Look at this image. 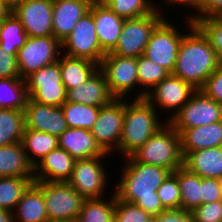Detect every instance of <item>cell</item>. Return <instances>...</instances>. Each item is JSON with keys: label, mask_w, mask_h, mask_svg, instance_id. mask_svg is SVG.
I'll list each match as a JSON object with an SVG mask.
<instances>
[{"label": "cell", "mask_w": 222, "mask_h": 222, "mask_svg": "<svg viewBox=\"0 0 222 222\" xmlns=\"http://www.w3.org/2000/svg\"><path fill=\"white\" fill-rule=\"evenodd\" d=\"M124 162L119 182L114 184L117 185L114 190L116 198L135 204L151 217L159 216L165 209L157 189L171 172L160 166L136 162L131 156L124 158Z\"/></svg>", "instance_id": "1"}, {"label": "cell", "mask_w": 222, "mask_h": 222, "mask_svg": "<svg viewBox=\"0 0 222 222\" xmlns=\"http://www.w3.org/2000/svg\"><path fill=\"white\" fill-rule=\"evenodd\" d=\"M186 19L185 29L189 31L182 37L172 74L200 90L219 62L208 38L188 16Z\"/></svg>", "instance_id": "2"}, {"label": "cell", "mask_w": 222, "mask_h": 222, "mask_svg": "<svg viewBox=\"0 0 222 222\" xmlns=\"http://www.w3.org/2000/svg\"><path fill=\"white\" fill-rule=\"evenodd\" d=\"M130 100H125L123 131L118 147L120 153H117L123 158L131 156L167 123L166 120L162 122L160 113L145 98Z\"/></svg>", "instance_id": "3"}, {"label": "cell", "mask_w": 222, "mask_h": 222, "mask_svg": "<svg viewBox=\"0 0 222 222\" xmlns=\"http://www.w3.org/2000/svg\"><path fill=\"white\" fill-rule=\"evenodd\" d=\"M131 157L136 162L160 166L172 173L183 167L180 134L167 122Z\"/></svg>", "instance_id": "4"}, {"label": "cell", "mask_w": 222, "mask_h": 222, "mask_svg": "<svg viewBox=\"0 0 222 222\" xmlns=\"http://www.w3.org/2000/svg\"><path fill=\"white\" fill-rule=\"evenodd\" d=\"M157 4L158 8L154 12L124 21L118 43L110 53L134 58H138L144 53L154 29L166 17L164 7L159 3Z\"/></svg>", "instance_id": "5"}, {"label": "cell", "mask_w": 222, "mask_h": 222, "mask_svg": "<svg viewBox=\"0 0 222 222\" xmlns=\"http://www.w3.org/2000/svg\"><path fill=\"white\" fill-rule=\"evenodd\" d=\"M42 190L49 222H75L85 198L67 182L34 181Z\"/></svg>", "instance_id": "6"}, {"label": "cell", "mask_w": 222, "mask_h": 222, "mask_svg": "<svg viewBox=\"0 0 222 222\" xmlns=\"http://www.w3.org/2000/svg\"><path fill=\"white\" fill-rule=\"evenodd\" d=\"M61 50L67 56L86 58L100 65L105 53L100 47L95 29L93 4L73 31L61 41Z\"/></svg>", "instance_id": "7"}, {"label": "cell", "mask_w": 222, "mask_h": 222, "mask_svg": "<svg viewBox=\"0 0 222 222\" xmlns=\"http://www.w3.org/2000/svg\"><path fill=\"white\" fill-rule=\"evenodd\" d=\"M28 96L40 104L62 106L67 90L62 83L59 62L44 66L25 78Z\"/></svg>", "instance_id": "8"}, {"label": "cell", "mask_w": 222, "mask_h": 222, "mask_svg": "<svg viewBox=\"0 0 222 222\" xmlns=\"http://www.w3.org/2000/svg\"><path fill=\"white\" fill-rule=\"evenodd\" d=\"M99 68L105 74L109 90L115 98L126 99L129 94L133 97V91L139 89L137 58L106 53Z\"/></svg>", "instance_id": "9"}, {"label": "cell", "mask_w": 222, "mask_h": 222, "mask_svg": "<svg viewBox=\"0 0 222 222\" xmlns=\"http://www.w3.org/2000/svg\"><path fill=\"white\" fill-rule=\"evenodd\" d=\"M103 158L97 156L88 159L75 160L70 179L67 181L78 194L85 199L102 198L105 196L109 179ZM102 162V163H101Z\"/></svg>", "instance_id": "10"}, {"label": "cell", "mask_w": 222, "mask_h": 222, "mask_svg": "<svg viewBox=\"0 0 222 222\" xmlns=\"http://www.w3.org/2000/svg\"><path fill=\"white\" fill-rule=\"evenodd\" d=\"M61 51V42L54 36L28 37L17 54L20 77L25 79L32 72L58 61Z\"/></svg>", "instance_id": "11"}, {"label": "cell", "mask_w": 222, "mask_h": 222, "mask_svg": "<svg viewBox=\"0 0 222 222\" xmlns=\"http://www.w3.org/2000/svg\"><path fill=\"white\" fill-rule=\"evenodd\" d=\"M176 25L165 18L153 31L143 55L172 74L182 37Z\"/></svg>", "instance_id": "12"}, {"label": "cell", "mask_w": 222, "mask_h": 222, "mask_svg": "<svg viewBox=\"0 0 222 222\" xmlns=\"http://www.w3.org/2000/svg\"><path fill=\"white\" fill-rule=\"evenodd\" d=\"M222 120V104L197 90L190 100L167 122L174 129H191Z\"/></svg>", "instance_id": "13"}, {"label": "cell", "mask_w": 222, "mask_h": 222, "mask_svg": "<svg viewBox=\"0 0 222 222\" xmlns=\"http://www.w3.org/2000/svg\"><path fill=\"white\" fill-rule=\"evenodd\" d=\"M197 91L191 84L169 74L147 94L145 99L159 112L169 111L168 121L173 117ZM171 110V111H170Z\"/></svg>", "instance_id": "14"}, {"label": "cell", "mask_w": 222, "mask_h": 222, "mask_svg": "<svg viewBox=\"0 0 222 222\" xmlns=\"http://www.w3.org/2000/svg\"><path fill=\"white\" fill-rule=\"evenodd\" d=\"M124 112L125 99L115 98L111 103L100 107L91 133L106 153L118 152L123 131Z\"/></svg>", "instance_id": "15"}, {"label": "cell", "mask_w": 222, "mask_h": 222, "mask_svg": "<svg viewBox=\"0 0 222 222\" xmlns=\"http://www.w3.org/2000/svg\"><path fill=\"white\" fill-rule=\"evenodd\" d=\"M11 12L20 20L28 37L53 36V0H23Z\"/></svg>", "instance_id": "16"}, {"label": "cell", "mask_w": 222, "mask_h": 222, "mask_svg": "<svg viewBox=\"0 0 222 222\" xmlns=\"http://www.w3.org/2000/svg\"><path fill=\"white\" fill-rule=\"evenodd\" d=\"M25 128L59 137L67 128L61 106L27 101L24 109Z\"/></svg>", "instance_id": "17"}, {"label": "cell", "mask_w": 222, "mask_h": 222, "mask_svg": "<svg viewBox=\"0 0 222 222\" xmlns=\"http://www.w3.org/2000/svg\"><path fill=\"white\" fill-rule=\"evenodd\" d=\"M90 7L91 3L88 0H53V36L61 42L89 12Z\"/></svg>", "instance_id": "18"}, {"label": "cell", "mask_w": 222, "mask_h": 222, "mask_svg": "<svg viewBox=\"0 0 222 222\" xmlns=\"http://www.w3.org/2000/svg\"><path fill=\"white\" fill-rule=\"evenodd\" d=\"M111 94L103 71L99 68L83 84L67 91L66 101L102 107L111 103Z\"/></svg>", "instance_id": "19"}, {"label": "cell", "mask_w": 222, "mask_h": 222, "mask_svg": "<svg viewBox=\"0 0 222 222\" xmlns=\"http://www.w3.org/2000/svg\"><path fill=\"white\" fill-rule=\"evenodd\" d=\"M74 163L75 159L66 150L58 147L34 166V181L67 182Z\"/></svg>", "instance_id": "20"}, {"label": "cell", "mask_w": 222, "mask_h": 222, "mask_svg": "<svg viewBox=\"0 0 222 222\" xmlns=\"http://www.w3.org/2000/svg\"><path fill=\"white\" fill-rule=\"evenodd\" d=\"M59 148L66 150L75 160L97 156H108L96 142L91 130L83 128H67L58 137Z\"/></svg>", "instance_id": "21"}, {"label": "cell", "mask_w": 222, "mask_h": 222, "mask_svg": "<svg viewBox=\"0 0 222 222\" xmlns=\"http://www.w3.org/2000/svg\"><path fill=\"white\" fill-rule=\"evenodd\" d=\"M95 29L102 51L110 53L117 45L125 19L105 4H93Z\"/></svg>", "instance_id": "22"}, {"label": "cell", "mask_w": 222, "mask_h": 222, "mask_svg": "<svg viewBox=\"0 0 222 222\" xmlns=\"http://www.w3.org/2000/svg\"><path fill=\"white\" fill-rule=\"evenodd\" d=\"M180 134L183 157L192 151L222 146V120L191 129H175Z\"/></svg>", "instance_id": "23"}, {"label": "cell", "mask_w": 222, "mask_h": 222, "mask_svg": "<svg viewBox=\"0 0 222 222\" xmlns=\"http://www.w3.org/2000/svg\"><path fill=\"white\" fill-rule=\"evenodd\" d=\"M183 167L199 177H222V146L188 152L183 157Z\"/></svg>", "instance_id": "24"}, {"label": "cell", "mask_w": 222, "mask_h": 222, "mask_svg": "<svg viewBox=\"0 0 222 222\" xmlns=\"http://www.w3.org/2000/svg\"><path fill=\"white\" fill-rule=\"evenodd\" d=\"M0 177L34 179V167L27 159L22 142L0 146Z\"/></svg>", "instance_id": "25"}, {"label": "cell", "mask_w": 222, "mask_h": 222, "mask_svg": "<svg viewBox=\"0 0 222 222\" xmlns=\"http://www.w3.org/2000/svg\"><path fill=\"white\" fill-rule=\"evenodd\" d=\"M58 62L62 83L67 91L86 82L99 69V64L89 59L65 54H60Z\"/></svg>", "instance_id": "26"}, {"label": "cell", "mask_w": 222, "mask_h": 222, "mask_svg": "<svg viewBox=\"0 0 222 222\" xmlns=\"http://www.w3.org/2000/svg\"><path fill=\"white\" fill-rule=\"evenodd\" d=\"M15 222H49L42 190L33 182L14 210Z\"/></svg>", "instance_id": "27"}, {"label": "cell", "mask_w": 222, "mask_h": 222, "mask_svg": "<svg viewBox=\"0 0 222 222\" xmlns=\"http://www.w3.org/2000/svg\"><path fill=\"white\" fill-rule=\"evenodd\" d=\"M22 144L27 159L34 167L45 155L59 147L58 137L24 128Z\"/></svg>", "instance_id": "28"}, {"label": "cell", "mask_w": 222, "mask_h": 222, "mask_svg": "<svg viewBox=\"0 0 222 222\" xmlns=\"http://www.w3.org/2000/svg\"><path fill=\"white\" fill-rule=\"evenodd\" d=\"M28 99L24 78H0V109L24 111Z\"/></svg>", "instance_id": "29"}, {"label": "cell", "mask_w": 222, "mask_h": 222, "mask_svg": "<svg viewBox=\"0 0 222 222\" xmlns=\"http://www.w3.org/2000/svg\"><path fill=\"white\" fill-rule=\"evenodd\" d=\"M116 194L109 200L102 198L85 199L75 222H114Z\"/></svg>", "instance_id": "30"}, {"label": "cell", "mask_w": 222, "mask_h": 222, "mask_svg": "<svg viewBox=\"0 0 222 222\" xmlns=\"http://www.w3.org/2000/svg\"><path fill=\"white\" fill-rule=\"evenodd\" d=\"M137 73L139 90L134 93V99L145 98L151 89L170 74L165 68L152 62L143 54L137 58ZM140 88L143 90L141 91ZM135 94L137 95L135 96Z\"/></svg>", "instance_id": "31"}, {"label": "cell", "mask_w": 222, "mask_h": 222, "mask_svg": "<svg viewBox=\"0 0 222 222\" xmlns=\"http://www.w3.org/2000/svg\"><path fill=\"white\" fill-rule=\"evenodd\" d=\"M177 180L181 191V209L192 212L201 205V177L180 167L177 169Z\"/></svg>", "instance_id": "32"}, {"label": "cell", "mask_w": 222, "mask_h": 222, "mask_svg": "<svg viewBox=\"0 0 222 222\" xmlns=\"http://www.w3.org/2000/svg\"><path fill=\"white\" fill-rule=\"evenodd\" d=\"M28 35L20 20L10 12L0 24V47L10 54H18L19 49L26 43Z\"/></svg>", "instance_id": "33"}, {"label": "cell", "mask_w": 222, "mask_h": 222, "mask_svg": "<svg viewBox=\"0 0 222 222\" xmlns=\"http://www.w3.org/2000/svg\"><path fill=\"white\" fill-rule=\"evenodd\" d=\"M24 128V111L0 109V146L21 142Z\"/></svg>", "instance_id": "34"}, {"label": "cell", "mask_w": 222, "mask_h": 222, "mask_svg": "<svg viewBox=\"0 0 222 222\" xmlns=\"http://www.w3.org/2000/svg\"><path fill=\"white\" fill-rule=\"evenodd\" d=\"M62 112L68 128H83L91 130L97 120L100 107L65 101Z\"/></svg>", "instance_id": "35"}, {"label": "cell", "mask_w": 222, "mask_h": 222, "mask_svg": "<svg viewBox=\"0 0 222 222\" xmlns=\"http://www.w3.org/2000/svg\"><path fill=\"white\" fill-rule=\"evenodd\" d=\"M34 179L21 177H0V209L14 212L23 193Z\"/></svg>", "instance_id": "36"}, {"label": "cell", "mask_w": 222, "mask_h": 222, "mask_svg": "<svg viewBox=\"0 0 222 222\" xmlns=\"http://www.w3.org/2000/svg\"><path fill=\"white\" fill-rule=\"evenodd\" d=\"M153 0H107V5L116 15L123 19L146 16L158 8Z\"/></svg>", "instance_id": "37"}, {"label": "cell", "mask_w": 222, "mask_h": 222, "mask_svg": "<svg viewBox=\"0 0 222 222\" xmlns=\"http://www.w3.org/2000/svg\"><path fill=\"white\" fill-rule=\"evenodd\" d=\"M165 210L181 209V191L177 180V169L172 172L157 189Z\"/></svg>", "instance_id": "38"}, {"label": "cell", "mask_w": 222, "mask_h": 222, "mask_svg": "<svg viewBox=\"0 0 222 222\" xmlns=\"http://www.w3.org/2000/svg\"><path fill=\"white\" fill-rule=\"evenodd\" d=\"M208 38L218 62L222 64V16L208 17L194 23Z\"/></svg>", "instance_id": "39"}, {"label": "cell", "mask_w": 222, "mask_h": 222, "mask_svg": "<svg viewBox=\"0 0 222 222\" xmlns=\"http://www.w3.org/2000/svg\"><path fill=\"white\" fill-rule=\"evenodd\" d=\"M150 218L146 211L135 204L116 198L114 222H147Z\"/></svg>", "instance_id": "40"}, {"label": "cell", "mask_w": 222, "mask_h": 222, "mask_svg": "<svg viewBox=\"0 0 222 222\" xmlns=\"http://www.w3.org/2000/svg\"><path fill=\"white\" fill-rule=\"evenodd\" d=\"M191 213L194 222H222V200L202 204Z\"/></svg>", "instance_id": "41"}, {"label": "cell", "mask_w": 222, "mask_h": 222, "mask_svg": "<svg viewBox=\"0 0 222 222\" xmlns=\"http://www.w3.org/2000/svg\"><path fill=\"white\" fill-rule=\"evenodd\" d=\"M200 90L209 98L222 104V64L219 63Z\"/></svg>", "instance_id": "42"}, {"label": "cell", "mask_w": 222, "mask_h": 222, "mask_svg": "<svg viewBox=\"0 0 222 222\" xmlns=\"http://www.w3.org/2000/svg\"><path fill=\"white\" fill-rule=\"evenodd\" d=\"M222 200L219 180L201 177V205Z\"/></svg>", "instance_id": "43"}, {"label": "cell", "mask_w": 222, "mask_h": 222, "mask_svg": "<svg viewBox=\"0 0 222 222\" xmlns=\"http://www.w3.org/2000/svg\"><path fill=\"white\" fill-rule=\"evenodd\" d=\"M20 77L17 54H10L0 47V78Z\"/></svg>", "instance_id": "44"}, {"label": "cell", "mask_w": 222, "mask_h": 222, "mask_svg": "<svg viewBox=\"0 0 222 222\" xmlns=\"http://www.w3.org/2000/svg\"><path fill=\"white\" fill-rule=\"evenodd\" d=\"M214 16H222V0H203L201 8L196 13L189 14L188 18L195 23Z\"/></svg>", "instance_id": "45"}, {"label": "cell", "mask_w": 222, "mask_h": 222, "mask_svg": "<svg viewBox=\"0 0 222 222\" xmlns=\"http://www.w3.org/2000/svg\"><path fill=\"white\" fill-rule=\"evenodd\" d=\"M192 213L183 209L165 210L157 216V222H190Z\"/></svg>", "instance_id": "46"}, {"label": "cell", "mask_w": 222, "mask_h": 222, "mask_svg": "<svg viewBox=\"0 0 222 222\" xmlns=\"http://www.w3.org/2000/svg\"><path fill=\"white\" fill-rule=\"evenodd\" d=\"M202 2L203 0H162L160 3H162L161 5H163L164 7L167 6L166 8L171 7L174 9V6L177 5V8L178 6H183L185 8L189 7L192 8L193 11L195 10L194 12H197L202 6Z\"/></svg>", "instance_id": "47"}, {"label": "cell", "mask_w": 222, "mask_h": 222, "mask_svg": "<svg viewBox=\"0 0 222 222\" xmlns=\"http://www.w3.org/2000/svg\"><path fill=\"white\" fill-rule=\"evenodd\" d=\"M0 222H15L14 212L6 209H0Z\"/></svg>", "instance_id": "48"}, {"label": "cell", "mask_w": 222, "mask_h": 222, "mask_svg": "<svg viewBox=\"0 0 222 222\" xmlns=\"http://www.w3.org/2000/svg\"><path fill=\"white\" fill-rule=\"evenodd\" d=\"M11 10L0 0V20L4 19Z\"/></svg>", "instance_id": "49"}, {"label": "cell", "mask_w": 222, "mask_h": 222, "mask_svg": "<svg viewBox=\"0 0 222 222\" xmlns=\"http://www.w3.org/2000/svg\"><path fill=\"white\" fill-rule=\"evenodd\" d=\"M10 10L16 5L20 4L23 0H1Z\"/></svg>", "instance_id": "50"}, {"label": "cell", "mask_w": 222, "mask_h": 222, "mask_svg": "<svg viewBox=\"0 0 222 222\" xmlns=\"http://www.w3.org/2000/svg\"><path fill=\"white\" fill-rule=\"evenodd\" d=\"M91 4H104L107 0H88Z\"/></svg>", "instance_id": "51"}, {"label": "cell", "mask_w": 222, "mask_h": 222, "mask_svg": "<svg viewBox=\"0 0 222 222\" xmlns=\"http://www.w3.org/2000/svg\"><path fill=\"white\" fill-rule=\"evenodd\" d=\"M147 222H157V217H151Z\"/></svg>", "instance_id": "52"}, {"label": "cell", "mask_w": 222, "mask_h": 222, "mask_svg": "<svg viewBox=\"0 0 222 222\" xmlns=\"http://www.w3.org/2000/svg\"><path fill=\"white\" fill-rule=\"evenodd\" d=\"M218 180H219V184H220V189L222 191V177L220 179H218Z\"/></svg>", "instance_id": "53"}]
</instances>
